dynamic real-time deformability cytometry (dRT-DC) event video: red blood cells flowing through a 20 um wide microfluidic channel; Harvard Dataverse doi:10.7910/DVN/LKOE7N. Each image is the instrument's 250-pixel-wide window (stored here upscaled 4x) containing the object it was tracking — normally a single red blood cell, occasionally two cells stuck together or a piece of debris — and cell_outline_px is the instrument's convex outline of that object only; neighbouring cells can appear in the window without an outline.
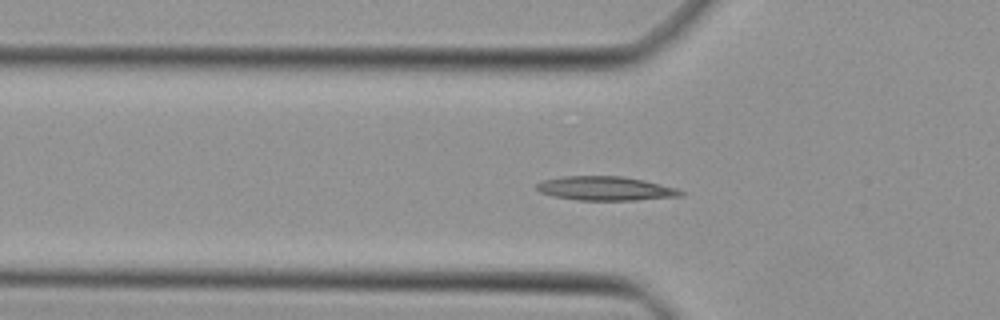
{"species": "Egyptian fruit bat (a non-hibernating species)", "species_latin": "Rousettus aegyptiacus", "temperature_condition": "cold", "stored_images_in_passage": 34, "camera_frame_rate_fps": 3000, "um_per_image_px": 0.085, "animal": {"sex": "female"}, "frame": {"image": 1, "passage_image": 3, "time_ms": 0.667, "image_size_px": [1000, 320], "cell_outline_px": [[684, 196], [636, 200], [576, 200], [552, 196], [540, 192], [536, 188], [536, 184], [544, 180], [560, 176], [620, 176], [644, 180], [676, 188], [684, 192]], "centroid_in_image_um": [51.46, 16.02], "position_along_channel_um": 74.3, "area_um2": 20.23}}
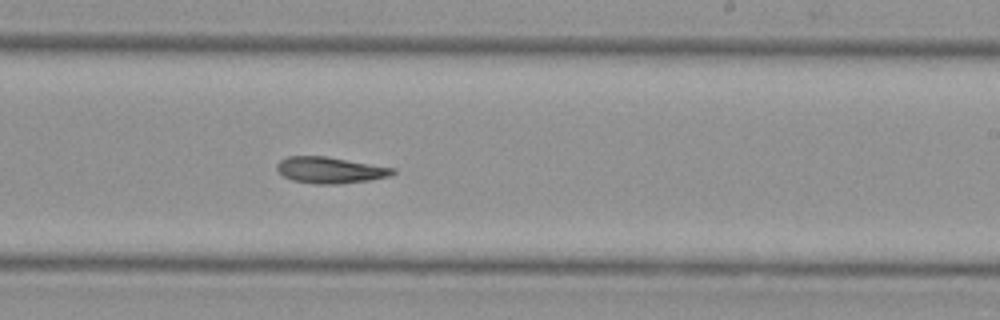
{"frame": {"image": 2, "passage_image": 16, "time_ms": 5.0, "image_size_px": [1000, 320], "cell_outline_px": [[396, 172], [388, 176], [368, 180], [336, 184], [316, 184], [292, 180], [284, 176], [276, 168], [276, 164], [280, 160], [288, 156], [328, 156], [396, 168]], "centroid_in_image_um": [28.06, 14.44], "position_along_channel_um": 260.9, "area_um2": 17.74}}
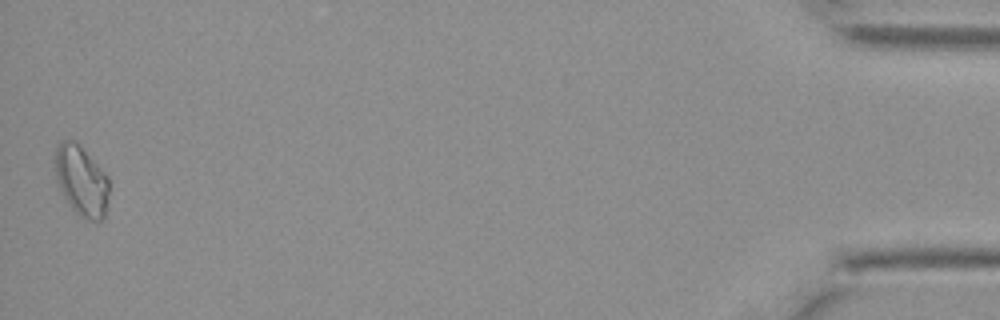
{"frame": {"image": 3, "passage_image": 34, "time_ms": 11.0, "image_size_px": [1000, 320], "cell_outline_px": [[108, 196], [104, 220], [88, 220], [80, 216], [72, 208], [64, 196], [56, 180], [56, 148], [60, 140], [72, 140], [108, 176]], "centroid_in_image_um": [6.92, 15.41], "position_along_channel_um": 428.3, "area_um2": 21.44}}